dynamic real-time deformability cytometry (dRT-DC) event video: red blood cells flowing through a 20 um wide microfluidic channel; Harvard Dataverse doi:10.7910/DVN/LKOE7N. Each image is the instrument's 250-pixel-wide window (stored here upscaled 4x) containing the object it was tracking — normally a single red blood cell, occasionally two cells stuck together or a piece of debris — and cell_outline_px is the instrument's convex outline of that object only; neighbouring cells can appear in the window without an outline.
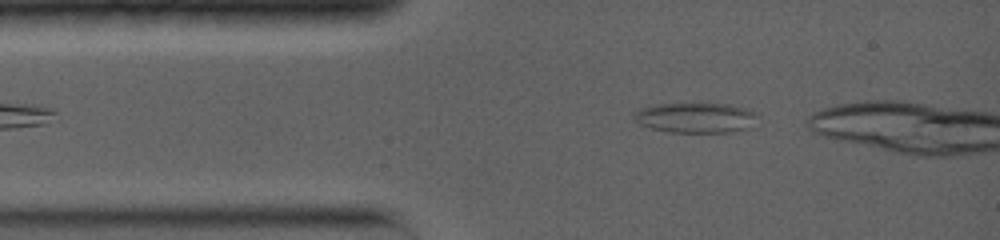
{"species": "common noctule bat (a hibernating species)", "species_latin": "Nyctalus noctula", "temperature_condition": "warm", "stored_images_in_passage": 30, "camera_frame_rate_fps": 5000, "um_per_image_px": 0.085, "animal": {"sex": "female", "body_mass_g": 19.0, "forearm_length_mm": 56.7}, "frame": {"image": 1, "passage_image": 2, "time_ms": 0.6, "image_size_px": [1000, 240], "cell_outline_px": [[760, 116], [748, 128], [732, 132], [668, 132], [648, 128], [632, 120], [632, 112], [640, 108], [656, 104], [732, 104], [748, 108], [756, 112]], "centroid_in_image_um": [59.11, 10.0], "position_along_channel_um": 25.9, "area_um2": 22.14}}
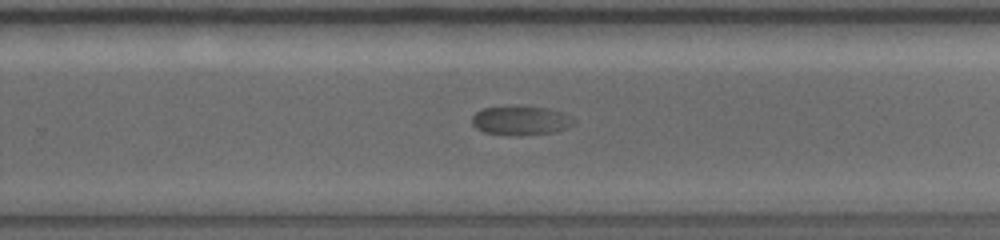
{"frame": {"image": 2, "passage_image": 18, "time_ms": 7.8, "image_size_px": [1000, 240], "cell_outline_px": [[576, 120], [572, 124], [556, 132], [520, 136], [516, 136], [484, 132], [476, 128], [472, 124], [472, 116], [476, 112], [484, 108], [520, 104], [548, 108], [564, 112], [572, 116]], "centroid_in_image_um": [44.28, 10.22], "position_along_channel_um": 285.5, "area_um2": 17.86}}
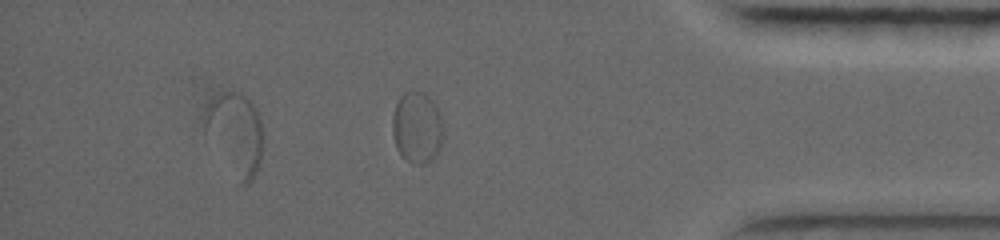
{"frame": {"image": 3, "passage_image": 25, "time_ms": 11.4, "image_size_px": [1000, 240], "cell_outline_px": [[264, 140], [260, 160], [252, 180], [248, 184], [240, 184], [204, 132], [204, 120], [208, 104], [212, 100], [224, 92], [240, 92], [256, 108], [260, 120]], "centroid_in_image_um": [20.02, 11.36], "position_along_channel_um": 415.2, "area_um2": 27.4}}